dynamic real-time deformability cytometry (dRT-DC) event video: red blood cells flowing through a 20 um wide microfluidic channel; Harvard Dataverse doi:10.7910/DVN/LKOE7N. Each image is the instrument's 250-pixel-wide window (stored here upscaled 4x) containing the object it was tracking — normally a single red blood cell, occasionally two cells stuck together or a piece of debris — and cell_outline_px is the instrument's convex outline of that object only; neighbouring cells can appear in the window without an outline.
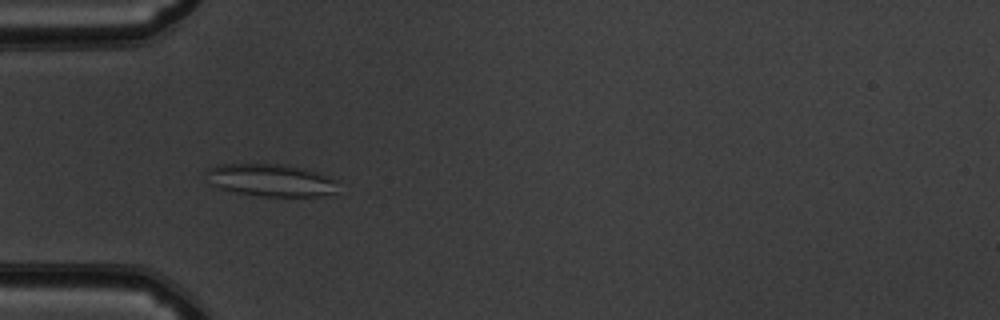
{"species": "common noctule bat (a hibernating species)", "species_latin": "Nyctalus noctula", "temperature_condition": "warm", "stored_images_in_passage": 52, "camera_frame_rate_fps": 3000, "um_per_image_px": 0.085, "animal": {"sex": "male", "body_mass_g": 19.5, "forearm_length_mm": 54.6}, "frame": {"image": 1, "passage_image": 16, "time_ms": 5.0, "image_size_px": [1000, 320], "cell_outline_px": [[336, 192], [320, 196], [264, 196], [236, 192], [220, 188], [208, 184], [208, 168], [216, 164], [284, 164], [304, 168], [320, 172], [336, 180]], "centroid_in_image_um": [23.02, 15.3], "position_along_channel_um": 62.0, "area_um2": 24.91}}
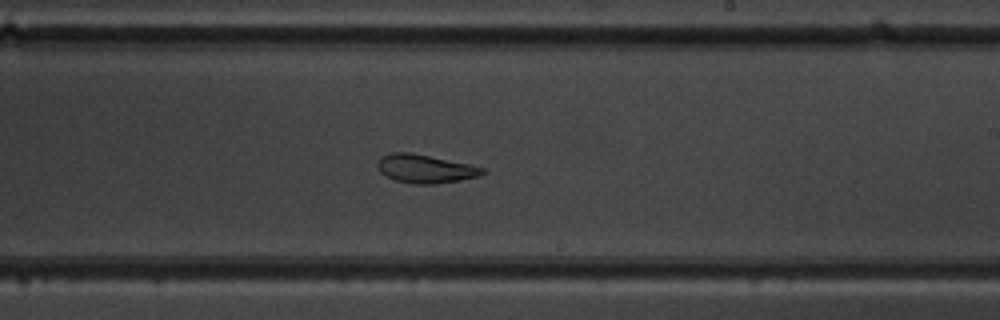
{"frame": {"image": 2, "passage_image": 31, "time_ms": 10.0, "image_size_px": [1000, 320], "cell_outline_px": [[484, 172], [480, 176], [460, 180], [436, 184], [412, 184], [396, 180], [380, 172], [376, 164], [380, 156], [392, 152], [412, 152], [472, 164], [484, 168]], "centroid_in_image_um": [36.15, 14.33], "position_along_channel_um": 252.9, "area_um2": 17.63}}
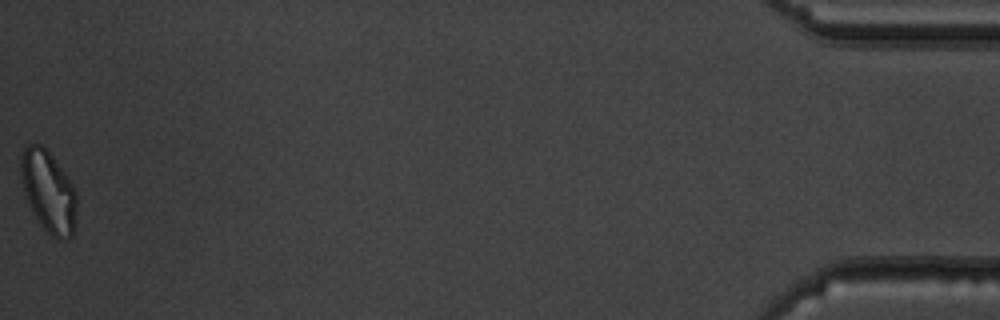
{"frame": {"image": 3, "passage_image": 52, "time_ms": 17.0, "image_size_px": [1000, 320], "cell_outline_px": [[76, 212], [72, 236], [68, 240], [56, 240], [40, 224], [24, 192], [20, 176], [20, 152], [28, 144], [40, 144], [52, 156], [68, 176], [76, 192]], "centroid_in_image_um": [4.12, 16.27], "position_along_channel_um": 431.1, "area_um2": 26.47}, "authors_computed_cell_mechanics": {"area_um2": 23.2645, "velocity_mm_per_s": 3.8814, "shape_relaxation_time_tau1_ms": null, "shape_relaxation_time_tau2_ms": 2.3907, "deformation_change_tau1": null, "deformation_change_tau2": 0.088}}